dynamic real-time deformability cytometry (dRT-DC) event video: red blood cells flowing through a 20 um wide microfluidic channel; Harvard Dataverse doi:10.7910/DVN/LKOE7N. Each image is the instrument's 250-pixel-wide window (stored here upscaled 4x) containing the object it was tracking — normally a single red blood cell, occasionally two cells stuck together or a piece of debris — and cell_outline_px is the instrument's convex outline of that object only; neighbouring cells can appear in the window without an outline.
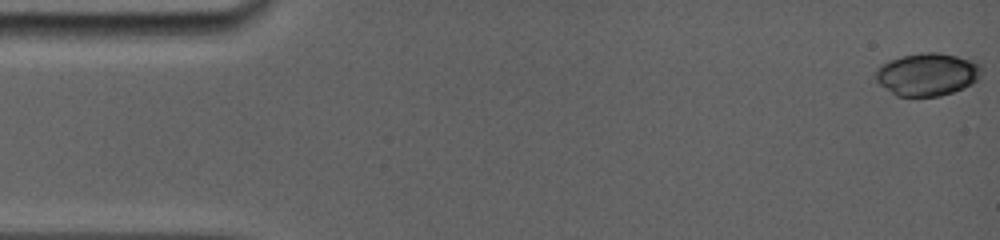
{"species": "common noctule bat (a hibernating species)", "species_latin": "Nyctalus noctula", "temperature_condition": "room temperature", "stored_images_in_passage": 28, "camera_frame_rate_fps": 5000, "um_per_image_px": 0.085, "animal": {"sex": "female", "body_mass_g": 19.0, "forearm_length_mm": 56.7}, "frame": {"image": 1, "passage_image": 1, "time_ms": 0.0, "image_size_px": [1000, 240], "cell_outline_px": [[984, 72], [980, 80], [964, 88], [940, 96], [896, 96], [880, 84], [876, 80], [876, 68], [880, 64], [888, 60], [900, 56], [920, 52], [936, 52], [976, 60], [980, 64]], "centroid_in_image_um": [78.87, 6.3], "position_along_channel_um": 6.1, "area_um2": 26.88}}
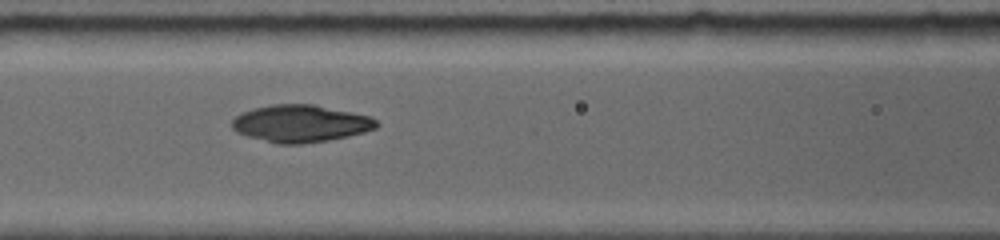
{"frame": {"image": 2, "passage_image": 16, "time_ms": 6.8, "image_size_px": [1000, 240], "cell_outline_px": [[380, 124], [376, 128], [364, 132], [348, 136], [328, 140], [300, 144], [276, 144], [248, 136], [236, 132], [232, 128], [232, 120], [240, 112], [252, 108], [272, 104], [316, 104], [372, 116]], "centroid_in_image_um": [25.56, 10.49], "position_along_channel_um": 141.0, "area_um2": 31.67}}
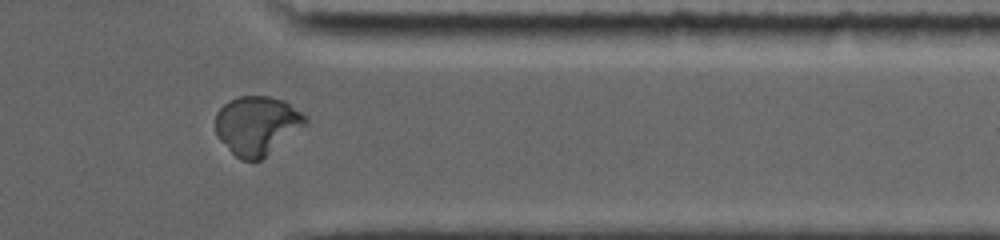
{"frame": {"image": 3, "passage_image": 27, "time_ms": 13.2, "image_size_px": [1000, 240], "cell_outline_px": [[308, 124], [260, 160], [240, 160], [216, 136], [216, 112], [228, 100], [240, 96], [268, 96], [284, 100], [300, 112], [308, 120]], "centroid_in_image_um": [21.84, 10.65], "position_along_channel_um": 389.6, "area_um2": 30.63}, "authors_computed_cell_mechanics": {"area_um2": 29.5936, "velocity_mm_per_s": 3.8826, "shape_relaxation_time_tau1_ms": null, "shape_relaxation_time_tau2_ms": 1.0424, "deformation_change_tau1": null, "deformation_change_tau2": 0.0243}}